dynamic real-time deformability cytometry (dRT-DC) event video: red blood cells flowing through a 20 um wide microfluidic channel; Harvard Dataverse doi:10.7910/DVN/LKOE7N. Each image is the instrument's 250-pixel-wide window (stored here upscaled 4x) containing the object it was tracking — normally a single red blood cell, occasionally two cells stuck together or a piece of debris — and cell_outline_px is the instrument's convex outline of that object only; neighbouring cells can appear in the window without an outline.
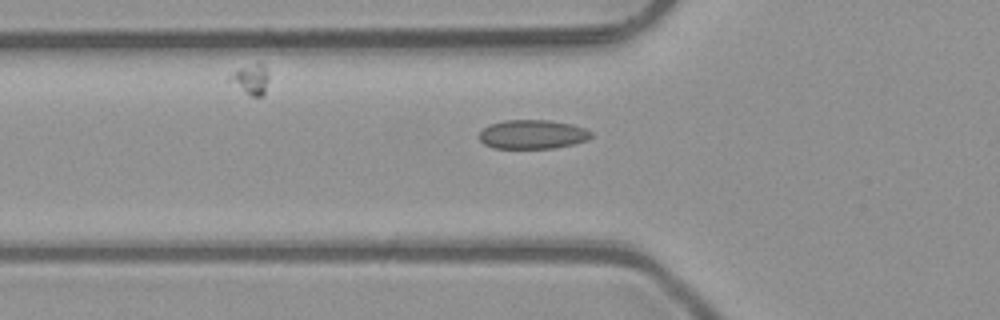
{"species": "common noctule bat (a hibernating species)", "species_latin": "Nyctalus noctula", "temperature_condition": "room temperature", "stored_images_in_passage": 6, "camera_frame_rate_fps": 3000, "um_per_image_px": 0.085, "animal": {"sex": "male", "body_mass_g": 23.1, "forearm_length_mm": 52.7}, "frame": {"image": 1, "passage_image": 6, "time_ms": 1.667, "image_size_px": [1000, 320], "cell_outline_px": [[592, 136], [584, 140], [572, 144], [552, 148], [492, 148], [484, 144], [480, 140], [480, 132], [488, 124], [504, 120], [548, 120], [572, 124], [584, 128], [592, 132]], "centroid_in_image_um": [45.23, 11.41], "position_along_channel_um": 80.6, "area_um2": 18.84}}